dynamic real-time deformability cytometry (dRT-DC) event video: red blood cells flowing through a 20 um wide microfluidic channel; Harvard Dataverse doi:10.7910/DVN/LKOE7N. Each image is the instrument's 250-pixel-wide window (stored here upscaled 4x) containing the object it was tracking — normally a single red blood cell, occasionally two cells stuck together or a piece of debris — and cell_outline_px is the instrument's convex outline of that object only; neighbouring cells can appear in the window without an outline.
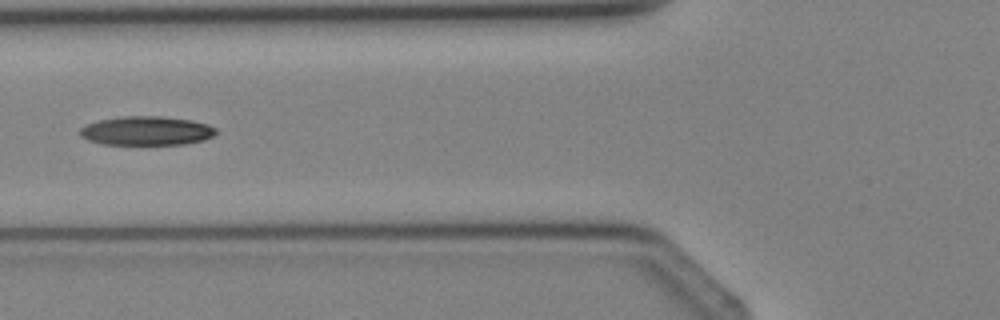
{"species": "Egyptian fruit bat (a non-hibernating species)", "species_latin": "Rousettus aegyptiacus", "temperature_condition": "cold", "stored_images_in_passage": 4, "camera_frame_rate_fps": 3000, "um_per_image_px": 0.085, "animal": {"sex": "female"}, "frame": {"image": 1, "passage_image": 4, "time_ms": 3.333, "image_size_px": [1000, 320], "cell_outline_px": [[216, 132], [212, 136], [204, 140], [184, 144], [104, 144], [88, 140], [80, 136], [80, 128], [88, 124], [100, 120], [124, 116], [164, 116], [192, 120], [208, 124], [216, 128]], "centroid_in_image_um": [12.48, 11.11], "position_along_channel_um": 113.3, "area_um2": 22.89}}